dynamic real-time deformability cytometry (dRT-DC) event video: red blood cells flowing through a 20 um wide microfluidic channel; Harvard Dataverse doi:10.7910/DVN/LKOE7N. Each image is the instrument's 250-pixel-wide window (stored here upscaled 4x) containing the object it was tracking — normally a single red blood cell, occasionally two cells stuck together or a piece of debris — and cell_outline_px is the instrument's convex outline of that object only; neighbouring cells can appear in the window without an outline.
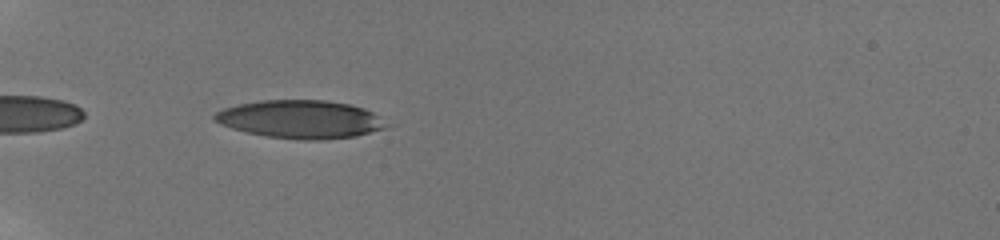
{"species": "human", "species_latin": "Homo sapiens", "temperature_condition": "room temperature", "stored_images_in_passage": 2, "camera_frame_rate_fps": 3000, "um_per_image_px": 0.085, "donor": {"sex": "male"}, "frame": {"image": 1, "passage_image": 1, "time_ms": 0.0, "image_size_px": [1000, 240], "cell_outline_px": [[396, 124], [384, 128], [356, 136], [312, 140], [300, 140], [268, 136], [248, 132], [232, 128], [220, 124], [212, 120], [212, 116], [216, 112], [224, 108], [240, 104], [260, 100], [324, 100], [348, 104], [364, 108]], "centroid_in_image_um": [25.59, 10.13], "position_along_channel_um": 59.4, "area_um2": 38.26}}